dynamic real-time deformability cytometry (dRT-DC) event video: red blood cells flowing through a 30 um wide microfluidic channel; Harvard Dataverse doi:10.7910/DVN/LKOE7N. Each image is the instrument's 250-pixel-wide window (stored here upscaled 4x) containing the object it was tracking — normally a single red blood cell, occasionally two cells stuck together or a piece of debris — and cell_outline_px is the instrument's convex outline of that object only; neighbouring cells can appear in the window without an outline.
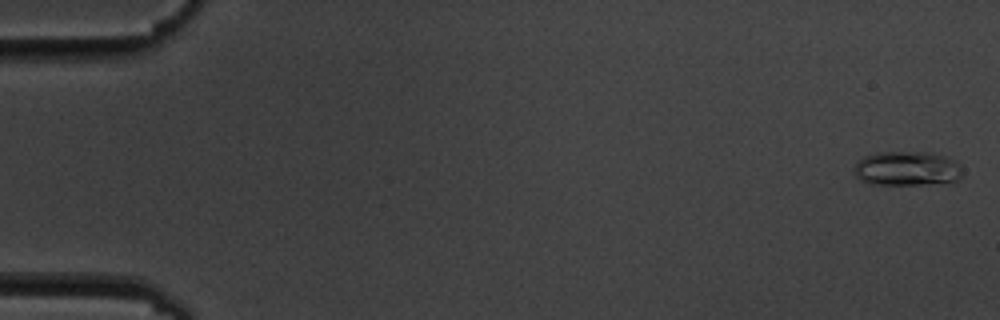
{"species": "common noctule bat (a hibernating species)", "species_latin": "Nyctalus noctula", "temperature_condition": "cold", "stored_images_in_passage": 6, "camera_frame_rate_fps": 3000, "um_per_image_px": 0.085, "animal": {"sex": "male", "body_mass_g": 19.5, "forearm_length_mm": 54.6}, "frame": {"image": 1, "passage_image": 1, "time_ms": 0.0, "image_size_px": [1000, 320], "cell_outline_px": [[964, 172], [952, 184], [872, 184], [860, 180], [856, 176], [852, 168], [856, 160], [864, 156], [876, 152], [928, 152], [948, 156], [956, 160], [964, 168]], "centroid_in_image_um": [77.14, 14.32], "position_along_channel_um": 7.9, "area_um2": 22.48}}